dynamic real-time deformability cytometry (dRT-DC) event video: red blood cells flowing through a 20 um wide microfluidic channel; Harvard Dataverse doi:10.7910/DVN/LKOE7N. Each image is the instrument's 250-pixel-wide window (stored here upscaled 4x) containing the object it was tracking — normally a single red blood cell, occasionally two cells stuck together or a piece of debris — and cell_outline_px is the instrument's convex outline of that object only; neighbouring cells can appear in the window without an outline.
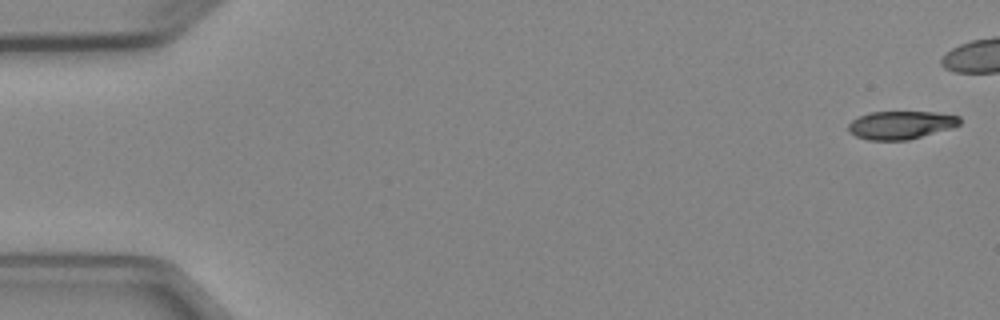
{"species": "Egyptian fruit bat (a non-hibernating species)", "species_latin": "Rousettus aegyptiacus", "temperature_condition": "cold", "stored_images_in_passage": 9, "camera_frame_rate_fps": 3000, "um_per_image_px": 0.085, "animal": {"sex": "female"}, "frame": {"image": 1, "passage_image": 1, "time_ms": 0.0, "image_size_px": [1000, 320], "cell_outline_px": [[960, 124], [952, 128], [908, 140], [868, 140], [856, 136], [848, 132], [848, 124], [852, 120], [868, 112], [936, 112], [960, 116]], "centroid_in_image_um": [76.56, 10.62], "position_along_channel_um": 8.4, "area_um2": 18.32}}